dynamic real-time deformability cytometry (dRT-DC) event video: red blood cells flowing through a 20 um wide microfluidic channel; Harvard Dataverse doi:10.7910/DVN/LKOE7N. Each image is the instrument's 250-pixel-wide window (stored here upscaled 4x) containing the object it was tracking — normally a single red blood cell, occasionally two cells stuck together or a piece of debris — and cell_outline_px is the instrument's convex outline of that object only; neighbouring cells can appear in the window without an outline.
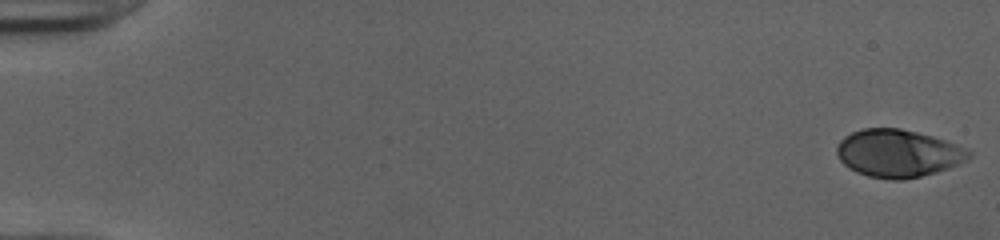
{"species": "human", "species_latin": "Homo sapiens", "temperature_condition": "cold", "stored_images_in_passage": 52, "camera_frame_rate_fps": 3000, "um_per_image_px": 0.085, "donor": {"sex": "female"}, "frame": {"image": 1, "passage_image": 1, "time_ms": 0.0, "image_size_px": [1000, 240], "cell_outline_px": [[972, 156], [968, 160], [948, 168], [936, 172], [904, 180], [892, 180], [868, 176], [856, 172], [848, 168], [840, 160], [836, 152], [836, 148], [840, 140], [844, 136], [852, 132], [864, 128], [900, 128], [932, 136], [944, 140], [964, 148], [972, 152]], "centroid_in_image_um": [76.31, 13.04], "position_along_channel_um": 8.7, "area_um2": 36.65}}
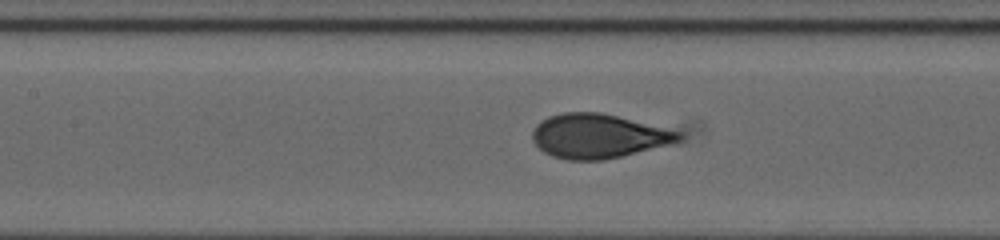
{"frame": {"image": 2, "passage_image": 25, "time_ms": 8.0, "image_size_px": [1000, 240], "cell_outline_px": [[684, 136], [680, 140], [668, 144], [620, 156], [600, 160], [568, 160], [552, 156], [544, 152], [532, 140], [532, 128], [540, 120], [548, 116], [564, 112], [600, 112], [684, 132]], "centroid_in_image_um": [50.82, 11.55], "position_along_channel_um": 156.6, "area_um2": 37.63}}
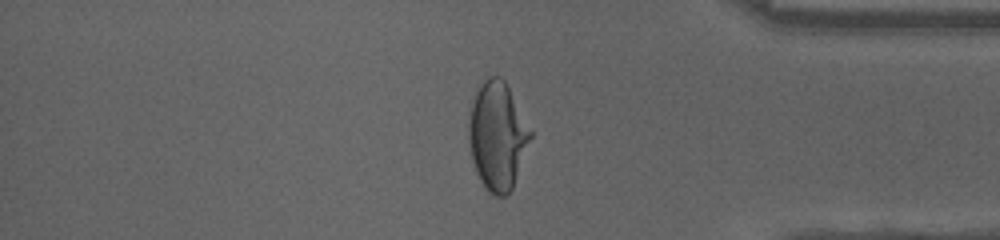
{"frame": {"image": 3, "passage_image": 44, "time_ms": 14.333, "image_size_px": [1000, 240], "cell_outline_px": [[532, 136], [512, 188], [504, 196], [496, 196], [488, 192], [484, 188], [476, 172], [472, 160], [468, 140], [468, 116], [476, 84], [488, 76], [500, 76], [504, 80], [532, 132]], "centroid_in_image_um": [42.23, 11.51], "position_along_channel_um": 393.0, "area_um2": 39.07}, "authors_computed_cell_mechanics": {"area_um2": 37.3388, "velocity_mm_per_s": 4.013, "shape_relaxation_time_tau1_ms": 5.0199, "shape_relaxation_time_tau2_ms": null, "deformation_change_tau1": 0.208, "deformation_change_tau2": null}}